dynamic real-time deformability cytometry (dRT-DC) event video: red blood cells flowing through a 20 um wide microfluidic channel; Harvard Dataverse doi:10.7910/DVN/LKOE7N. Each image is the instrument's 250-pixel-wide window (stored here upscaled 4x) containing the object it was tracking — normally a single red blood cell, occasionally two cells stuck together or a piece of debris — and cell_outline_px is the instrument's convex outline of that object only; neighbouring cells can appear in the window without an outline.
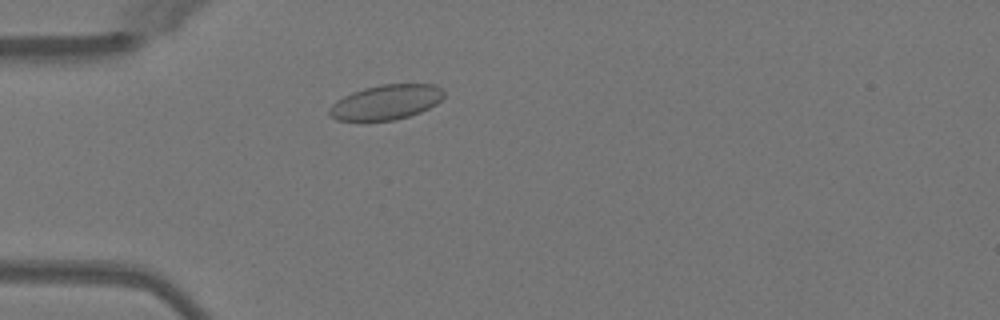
{"species": "Egyptian fruit bat (a non-hibernating species)", "species_latin": "Rousettus aegyptiacus", "temperature_condition": "warm", "stored_images_in_passage": 39, "camera_frame_rate_fps": 3000, "um_per_image_px": 0.085, "animal": {"sex": "female"}, "frame": {"image": 1, "passage_image": 3, "time_ms": 0.667, "image_size_px": [1000, 320], "cell_outline_px": [[444, 96], [436, 104], [420, 112], [396, 120], [336, 120], [328, 112], [328, 108], [336, 100], [352, 92], [364, 88], [380, 84], [436, 84], [444, 92]], "centroid_in_image_um": [32.81, 8.67], "position_along_channel_um": 52.2, "area_um2": 23.18}}
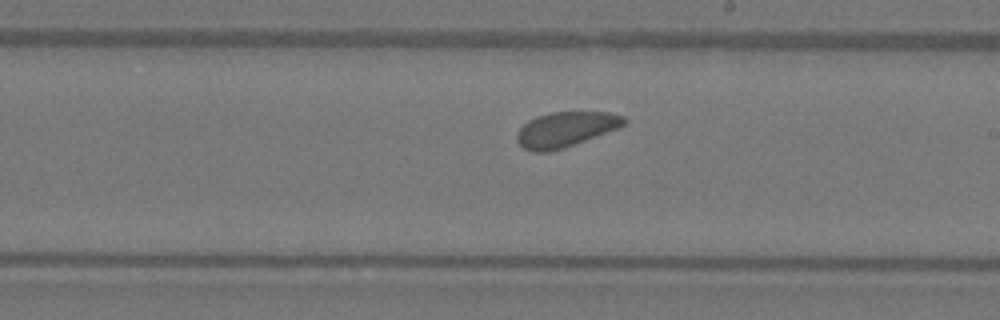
{"frame": {"image": 2, "passage_image": 18, "time_ms": 5.667, "image_size_px": [1000, 320], "cell_outline_px": [[628, 120], [624, 124], [616, 128], [564, 148], [548, 152], [532, 152], [524, 148], [516, 140], [516, 132], [528, 120], [536, 116], [552, 112], [608, 112], [624, 116]], "centroid_in_image_um": [48.03, 10.99], "position_along_channel_um": 241.0, "area_um2": 21.73}}
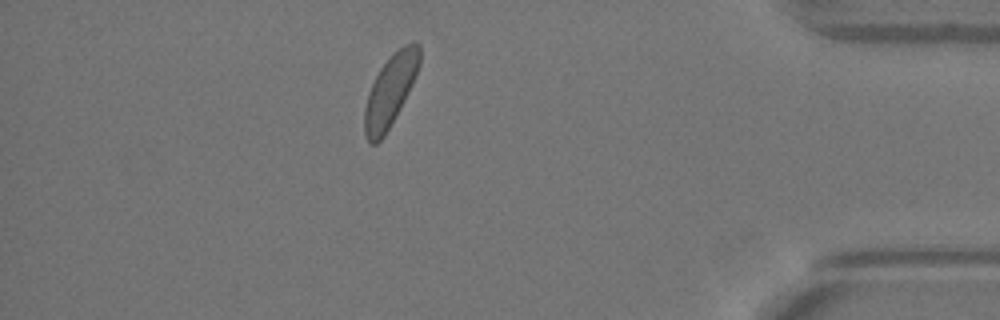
{"frame": {"image": 3, "passage_image": 33, "time_ms": 10.667, "image_size_px": [1000, 320], "cell_outline_px": [[420, 64], [412, 84], [408, 92], [384, 136], [376, 144], [368, 144], [364, 132], [364, 108], [368, 92], [380, 68], [404, 44], [420, 44]], "centroid_in_image_um": [33.14, 7.76], "position_along_channel_um": 402.1, "area_um2": 22.37}}